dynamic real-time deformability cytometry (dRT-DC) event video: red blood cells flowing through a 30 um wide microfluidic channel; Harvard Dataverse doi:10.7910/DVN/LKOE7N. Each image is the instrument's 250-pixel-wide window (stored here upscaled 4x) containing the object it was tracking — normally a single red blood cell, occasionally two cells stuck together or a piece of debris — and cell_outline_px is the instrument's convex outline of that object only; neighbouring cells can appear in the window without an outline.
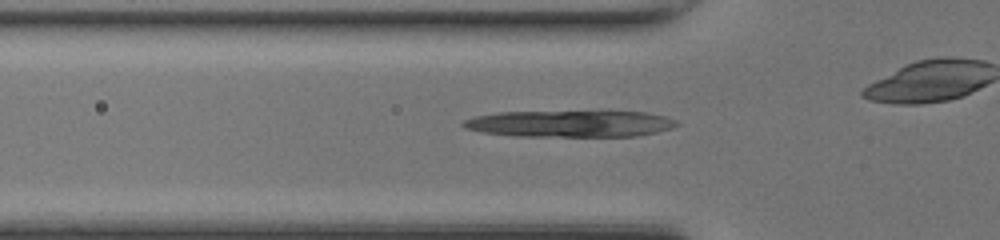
{"species": "common noctule bat (a hibernating species)", "species_latin": "Nyctalus noctula", "temperature_condition": "room temperature", "stored_images_in_passage": 38, "camera_frame_rate_fps": 3000, "um_per_image_px": 0.085, "animal": {"sex": "female", "body_mass_g": 17.0, "forearm_length_mm": 48.0}, "frame": {"image": 1, "passage_image": 16, "time_ms": 5.0, "image_size_px": [1000, 240], "cell_outline_px": [[680, 124], [672, 128], [656, 132], [636, 136], [512, 136], [484, 132], [464, 128], [460, 124], [464, 120], [472, 116], [500, 112], [644, 112], [664, 116], [676, 120]], "centroid_in_image_um": [48.42, 10.52], "position_along_channel_um": 77.4, "area_um2": 32.89}}
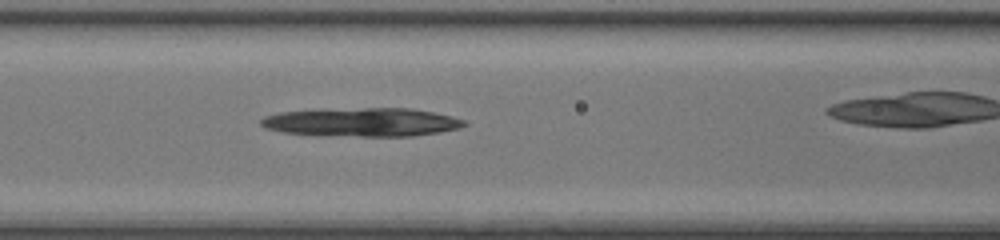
{"frame": {"image": 2, "passage_image": 20, "time_ms": 6.333, "image_size_px": [1000, 240], "cell_outline_px": [[468, 124], [460, 128], [440, 132], [416, 136], [360, 136], [280, 132], [264, 128], [260, 124], [260, 120], [264, 116], [280, 112], [364, 108], [412, 108], [452, 116], [464, 120]], "centroid_in_image_um": [30.83, 10.38], "position_along_channel_um": 135.8, "area_um2": 33.52}}